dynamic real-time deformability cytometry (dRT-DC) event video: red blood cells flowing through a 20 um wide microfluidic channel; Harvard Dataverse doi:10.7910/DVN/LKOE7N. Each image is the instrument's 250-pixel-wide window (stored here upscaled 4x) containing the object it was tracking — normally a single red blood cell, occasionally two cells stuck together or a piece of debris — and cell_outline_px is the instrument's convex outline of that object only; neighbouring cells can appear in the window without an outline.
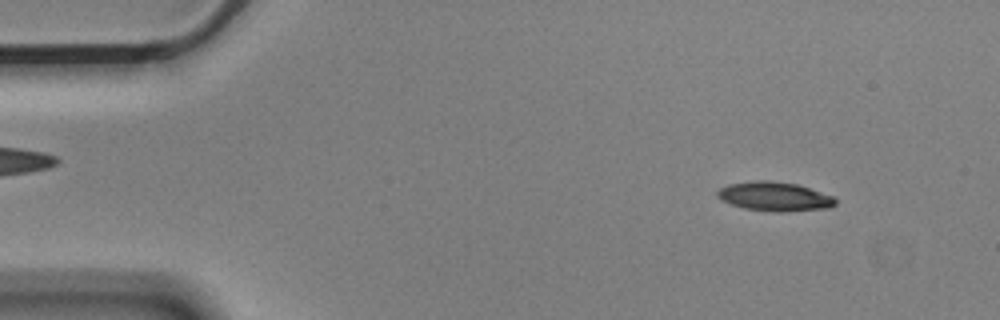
{"species": "Egyptian fruit bat (a non-hibernating species)", "species_latin": "Rousettus aegyptiacus", "temperature_condition": "cold", "stored_images_in_passage": 55, "camera_frame_rate_fps": 3000, "um_per_image_px": 0.085, "animal": {"sex": "male"}, "frame": {"image": 1, "passage_image": 5, "time_ms": 1.333, "image_size_px": [1000, 320], "cell_outline_px": [[836, 204], [828, 208], [780, 212], [776, 212], [744, 208], [720, 200], [716, 196], [716, 192], [720, 188], [728, 184], [756, 180], [772, 180], [796, 184], [836, 196]], "centroid_in_image_um": [65.84, 16.69], "position_along_channel_um": 19.2, "area_um2": 20.17}}
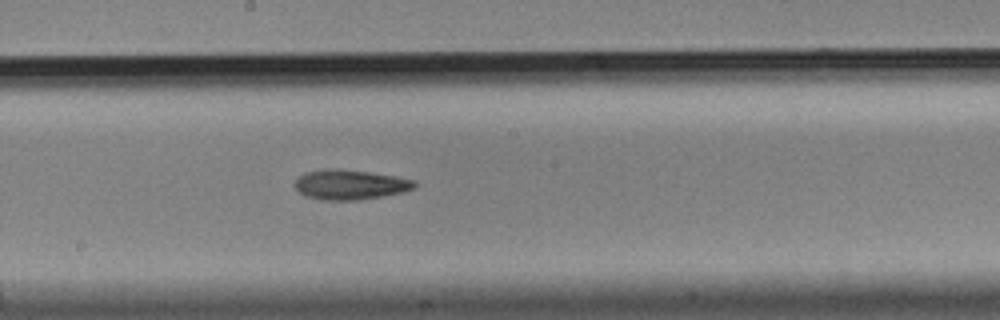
{"frame": {"image": 2, "passage_image": 29, "time_ms": 9.333, "image_size_px": [1000, 320], "cell_outline_px": [[416, 184], [412, 188], [400, 192], [380, 196], [356, 200], [320, 200], [304, 196], [292, 184], [304, 172], [324, 168], [336, 168], [368, 172], [396, 176], [416, 180]], "centroid_in_image_um": [29.68, 15.68], "position_along_channel_um": 218.5, "area_um2": 20.81}}
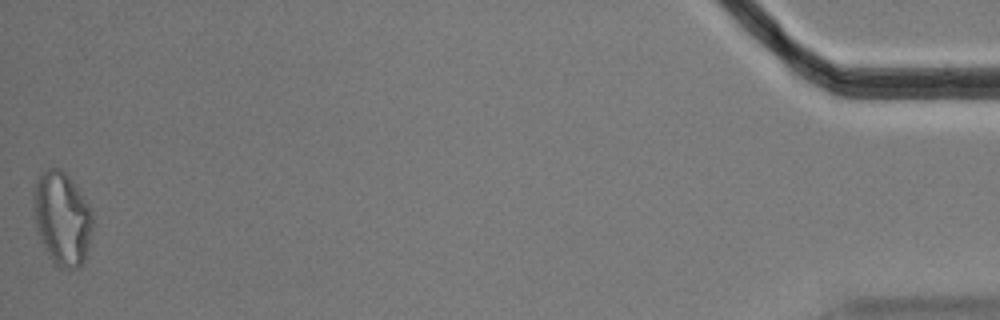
{"frame": {"image": 3, "passage_image": 55, "time_ms": 18.0, "image_size_px": [1000, 320], "cell_outline_px": [[92, 228], [84, 260], [76, 268], [60, 268], [52, 260], [44, 248], [40, 240], [36, 228], [32, 204], [32, 196], [36, 180], [40, 172], [48, 168], [60, 168], [76, 184], [88, 204], [92, 212]], "centroid_in_image_um": [5.24, 18.52], "position_along_channel_um": 430.0, "area_um2": 32.25}, "authors_computed_cell_mechanics": {"area_um2": 20.3456, "velocity_mm_per_s": 3.5436, "shape_relaxation_time_tau1_ms": 4.3324, "shape_relaxation_time_tau2_ms": 10.438, "deformation_change_tau1": 0.1429, "deformation_change_tau2": 0.2098}}